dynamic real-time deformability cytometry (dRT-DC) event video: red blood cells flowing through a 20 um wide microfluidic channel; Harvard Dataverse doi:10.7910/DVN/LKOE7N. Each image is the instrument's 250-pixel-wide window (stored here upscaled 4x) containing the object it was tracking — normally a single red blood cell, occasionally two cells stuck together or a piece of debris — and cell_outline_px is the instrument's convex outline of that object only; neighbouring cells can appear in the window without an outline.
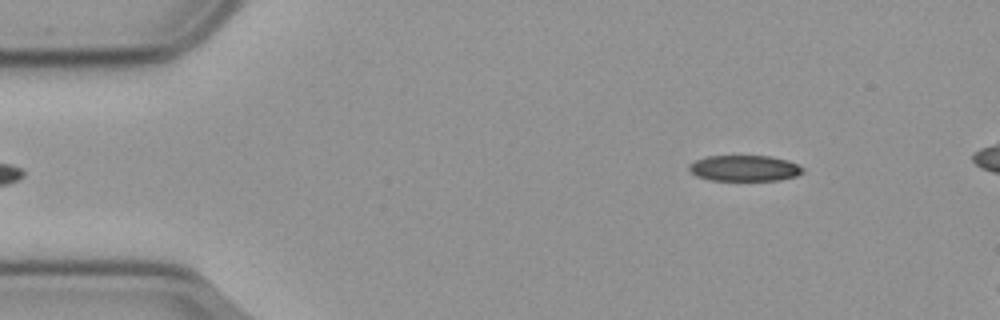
{"species": "common noctule bat (a hibernating species)", "species_latin": "Nyctalus noctula", "temperature_condition": "cold", "stored_images_in_passage": 10, "camera_frame_rate_fps": 3000, "um_per_image_px": 0.085, "animal": {"sex": "male", "body_mass_g": 23.1, "forearm_length_mm": 52.7}, "frame": {"image": 1, "passage_image": 4, "time_ms": 1.0, "image_size_px": [1000, 320], "cell_outline_px": [[804, 172], [796, 176], [780, 180], [712, 180], [696, 176], [688, 168], [688, 164], [696, 160], [708, 156], [772, 156], [788, 160], [804, 168]], "centroid_in_image_um": [63.3, 14.29], "position_along_channel_um": 21.7, "area_um2": 17.17}}